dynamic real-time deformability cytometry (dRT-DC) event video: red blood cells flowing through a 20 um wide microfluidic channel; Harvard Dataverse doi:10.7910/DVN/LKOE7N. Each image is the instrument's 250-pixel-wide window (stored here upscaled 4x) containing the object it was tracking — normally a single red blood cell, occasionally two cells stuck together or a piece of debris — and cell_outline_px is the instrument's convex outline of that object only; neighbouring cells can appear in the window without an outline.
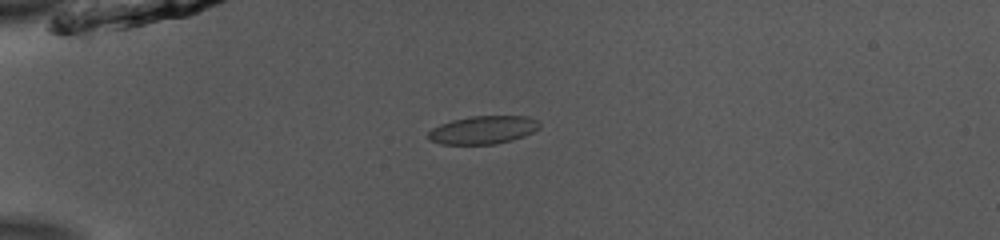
{"species": "common noctule bat (a hibernating species)", "species_latin": "Nyctalus noctula", "temperature_condition": "room temperature", "stored_images_in_passage": 39, "camera_frame_rate_fps": 3000, "um_per_image_px": 0.085, "animal": {"sex": "male", "body_mass_g": 13.0, "forearm_length_mm": 53.1}, "frame": {"image": 1, "passage_image": 1, "time_ms": 0.0, "image_size_px": [1000, 240], "cell_outline_px": [[540, 128], [524, 136], [512, 140], [496, 144], [440, 144], [428, 140], [428, 132], [432, 128], [440, 124], [452, 120], [472, 116], [528, 116], [540, 120]], "centroid_in_image_um": [41.08, 11.04], "position_along_channel_um": 43.9, "area_um2": 18.38}}
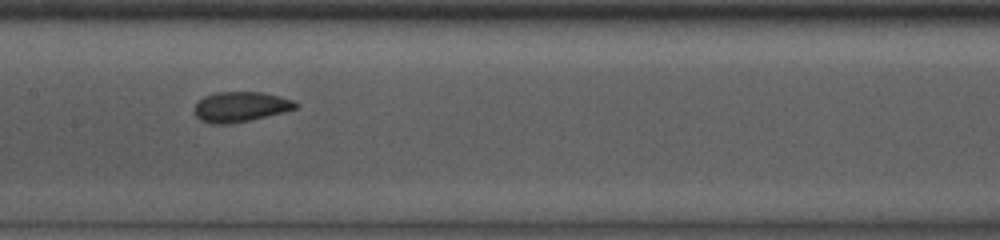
{"frame": {"image": 2, "passage_image": 14, "time_ms": 4.333, "image_size_px": [1000, 240], "cell_outline_px": [[300, 104], [296, 108], [248, 120], [228, 124], [208, 124], [200, 120], [196, 116], [196, 104], [204, 96], [216, 92], [264, 92], [296, 100]], "centroid_in_image_um": [20.45, 9.06], "position_along_channel_um": 186.9, "area_um2": 17.63}}
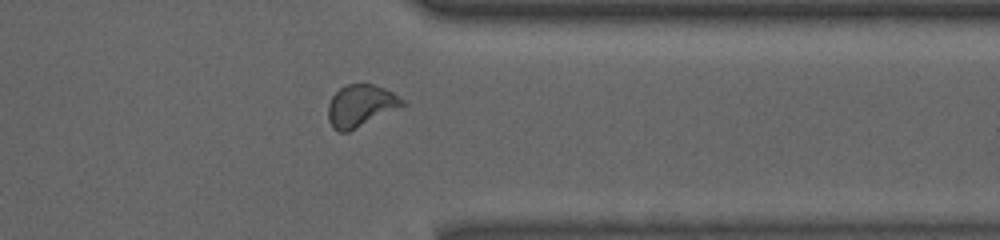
{"frame": {"image": 3, "passage_image": 29, "time_ms": 9.333, "image_size_px": [1000, 240], "cell_outline_px": [[408, 104], [348, 132], [340, 132], [332, 128], [328, 120], [328, 104], [332, 96], [344, 84], [372, 84], [384, 88], [400, 96]], "centroid_in_image_um": [30.66, 8.99], "position_along_channel_um": 380.7, "area_um2": 18.32}, "authors_computed_cell_mechanics": {"area_um2": 17.629, "velocity_mm_per_s": 3.9137, "shape_relaxation_time_tau1_ms": 4.6053, "shape_relaxation_time_tau2_ms": 0.9153, "deformation_change_tau1": 0.0944, "deformation_change_tau2": 0.037}}